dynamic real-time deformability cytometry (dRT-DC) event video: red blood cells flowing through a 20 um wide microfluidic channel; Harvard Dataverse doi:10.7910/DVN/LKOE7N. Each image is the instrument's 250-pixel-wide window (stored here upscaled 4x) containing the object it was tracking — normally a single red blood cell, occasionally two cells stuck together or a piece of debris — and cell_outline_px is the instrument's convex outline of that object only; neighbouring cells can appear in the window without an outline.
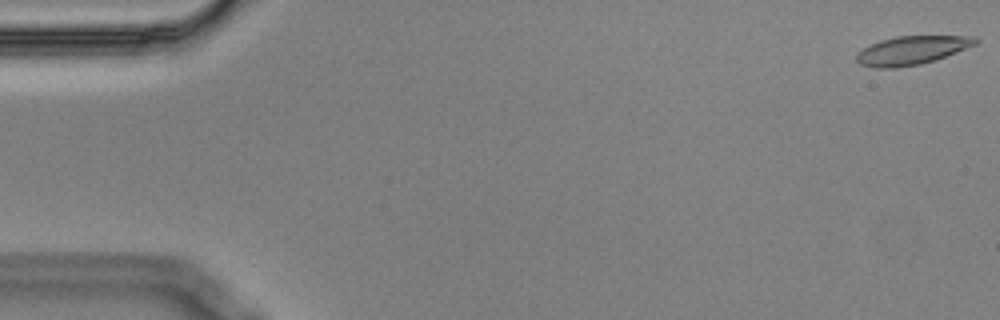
{"species": "Egyptian fruit bat (a non-hibernating species)", "species_latin": "Rousettus aegyptiacus", "temperature_condition": "cold", "stored_images_in_passage": 57, "camera_frame_rate_fps": 3000, "um_per_image_px": 0.085, "animal": {"sex": "male"}, "frame": {"image": 1, "passage_image": 1, "time_ms": 0.0, "image_size_px": [1000, 320], "cell_outline_px": [[980, 40], [976, 44], [956, 52], [920, 64], [896, 68], [872, 68], [860, 64], [856, 60], [856, 52], [880, 40], [896, 36], [968, 36]], "centroid_in_image_um": [77.44, 4.28], "position_along_channel_um": 7.6, "area_um2": 19.59}}
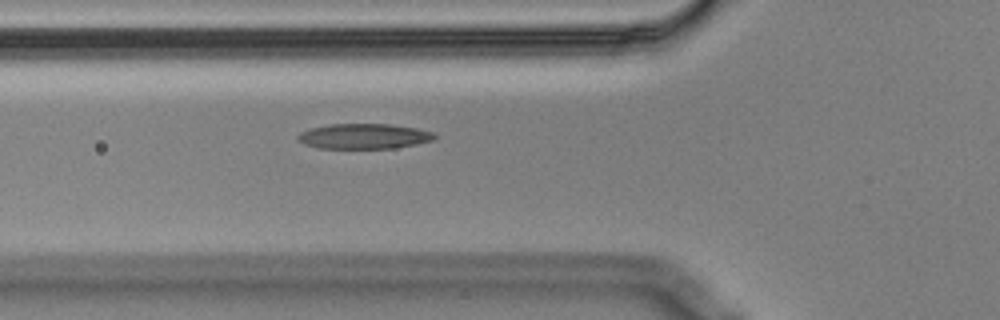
{"frame": {"image": 2, "passage_image": 20, "time_ms": 6.333, "image_size_px": [1000, 320], "cell_outline_px": [[436, 136], [432, 140], [416, 144], [396, 148], [320, 148], [304, 144], [296, 140], [296, 136], [300, 132], [312, 128], [328, 124], [388, 124], [416, 128], [432, 132]], "centroid_in_image_um": [30.89, 11.58], "position_along_channel_um": 94.9, "area_um2": 20.0}}
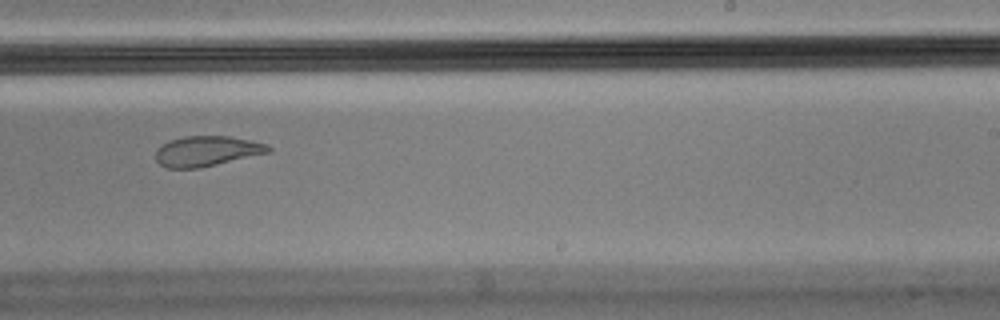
{"frame": {"image": 3, "passage_image": 35, "time_ms": 11.333, "image_size_px": [1000, 320], "cell_outline_px": [[272, 152], [200, 168], [168, 168], [160, 164], [156, 160], [156, 148], [168, 140], [184, 136], [228, 136], [268, 144], [272, 148]], "centroid_in_image_um": [17.58, 12.84], "position_along_channel_um": 271.4, "area_um2": 20.0}, "authors_computed_cell_mechanics": {"area_um2": 20.519, "velocity_mm_per_s": 3.5221, "shape_relaxation_time_tau1_ms": null, "shape_relaxation_time_tau2_ms": 2.2473, "deformation_change_tau1": null, "deformation_change_tau2": 0.0855}}